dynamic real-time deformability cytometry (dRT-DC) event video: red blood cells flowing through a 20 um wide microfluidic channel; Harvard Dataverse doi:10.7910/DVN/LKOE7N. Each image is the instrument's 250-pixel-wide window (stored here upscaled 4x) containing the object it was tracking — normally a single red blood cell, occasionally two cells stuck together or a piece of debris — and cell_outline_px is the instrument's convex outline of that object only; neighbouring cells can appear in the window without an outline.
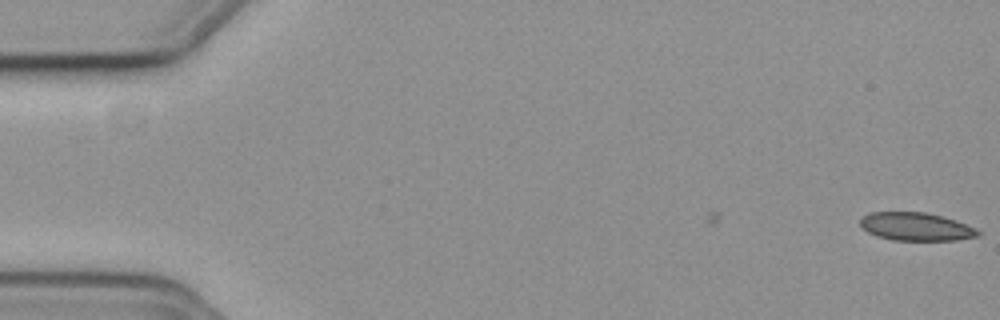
{"species": "common noctule bat (a hibernating species)", "species_latin": "Nyctalus noctula", "temperature_condition": "cold", "stored_images_in_passage": 6, "camera_frame_rate_fps": 3000, "um_per_image_px": 0.085, "animal": {"sex": "female", "body_mass_g": 19.3, "forearm_length_mm": 54.1}, "frame": {"image": 1, "passage_image": 6, "time_ms": 1.667, "image_size_px": [1000, 320], "cell_outline_px": [[980, 236], [956, 240], [892, 240], [876, 236], [868, 232], [860, 224], [860, 220], [864, 216], [872, 212], [924, 212], [956, 220], [980, 232]], "centroid_in_image_um": [77.84, 19.27], "position_along_channel_um": 7.2, "area_um2": 19.02}}